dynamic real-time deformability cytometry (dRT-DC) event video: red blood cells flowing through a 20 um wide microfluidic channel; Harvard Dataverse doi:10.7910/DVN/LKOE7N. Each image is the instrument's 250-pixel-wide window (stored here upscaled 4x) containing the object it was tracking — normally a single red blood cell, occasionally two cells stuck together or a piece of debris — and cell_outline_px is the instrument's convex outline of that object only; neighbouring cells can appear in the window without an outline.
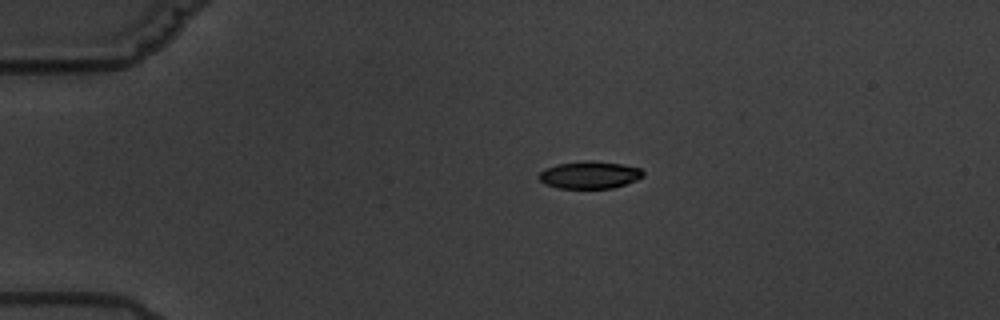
{"species": "common noctule bat (a hibernating species)", "species_latin": "Nyctalus noctula", "temperature_condition": "warm", "stored_images_in_passage": 8, "camera_frame_rate_fps": 3000, "um_per_image_px": 0.085, "animal": {"sex": "male", "body_mass_g": 19.5, "forearm_length_mm": 54.6}, "frame": {"image": 1, "passage_image": 1, "time_ms": 0.0, "image_size_px": [1000, 320], "cell_outline_px": [[644, 176], [636, 180], [612, 188], [560, 188], [544, 184], [536, 176], [540, 172], [556, 164], [584, 160], [620, 164], [640, 168], [644, 172]], "centroid_in_image_um": [50.09, 14.87], "position_along_channel_um": 34.9, "area_um2": 16.47}}
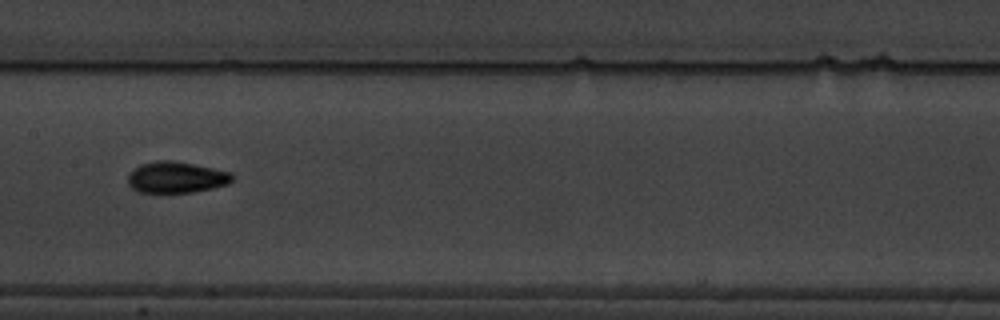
{"frame": {"image": 2, "passage_image": 6, "time_ms": 6.0, "image_size_px": [1000, 320], "cell_outline_px": [[232, 180], [228, 184], [212, 188], [192, 192], [136, 192], [128, 184], [128, 176], [140, 164], [156, 160], [172, 160], [212, 168], [228, 172], [232, 176]], "centroid_in_image_um": [14.94, 15.07], "position_along_channel_um": 192.5, "area_um2": 18.73}}
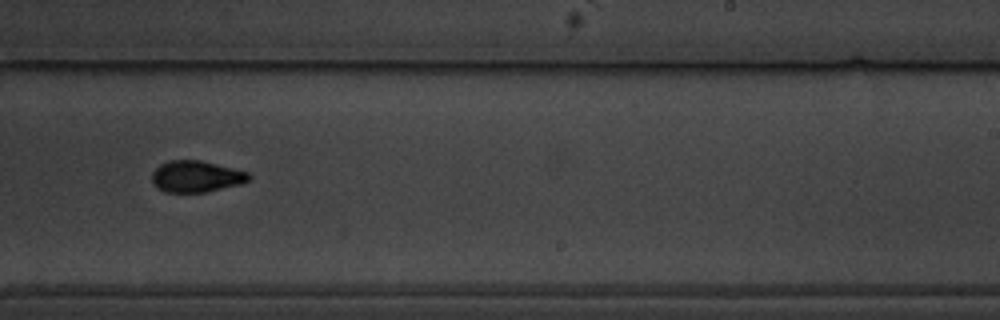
{"frame": {"image": 3, "passage_image": 8, "time_ms": 8.333, "image_size_px": [1000, 320], "cell_outline_px": [[252, 176], [248, 180], [240, 184], [204, 192], [164, 192], [156, 188], [152, 184], [152, 172], [160, 164], [168, 160], [200, 160], [248, 172]], "centroid_in_image_um": [16.63, 15.0], "position_along_channel_um": 272.4, "area_um2": 17.74}}